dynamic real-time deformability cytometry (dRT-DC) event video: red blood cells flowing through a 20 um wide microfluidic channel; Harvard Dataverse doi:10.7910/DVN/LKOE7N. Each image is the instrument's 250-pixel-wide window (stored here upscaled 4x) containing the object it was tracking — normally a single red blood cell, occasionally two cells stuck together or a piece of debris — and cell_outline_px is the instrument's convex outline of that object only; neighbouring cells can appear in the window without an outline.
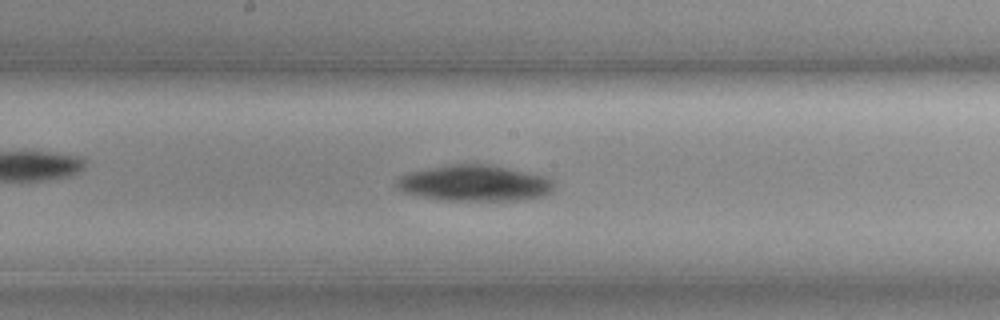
{"species": "common noctule bat (a hibernating species)", "species_latin": "Nyctalus noctula", "temperature_condition": "cold", "stored_images_in_passage": 50, "camera_frame_rate_fps": 3000, "um_per_image_px": 0.085, "animal": {"sex": "female", "body_mass_g": 19.3, "forearm_length_mm": 54.1}, "frame": {"image": 1, "passage_image": 22, "time_ms": 7.0, "image_size_px": [1000, 320], "cell_outline_px": [[556, 184], [552, 192], [544, 196], [516, 200], [440, 200], [400, 192], [396, 188], [396, 180], [400, 176], [408, 172], [456, 164], [484, 164], [544, 176], [552, 180]], "centroid_in_image_um": [40.31, 15.59], "position_along_channel_um": 207.9, "area_um2": 32.77}}
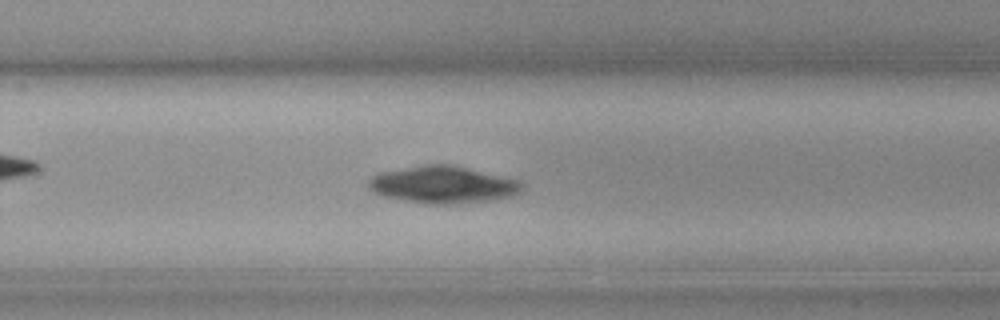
{"frame": {"image": 2, "passage_image": 29, "time_ms": 9.333, "image_size_px": [1000, 320], "cell_outline_px": [[524, 188], [520, 192], [508, 196], [492, 200], [460, 204], [424, 204], [380, 196], [368, 188], [368, 180], [372, 176], [380, 172], [428, 164], [452, 164], [516, 180], [524, 184]], "centroid_in_image_um": [37.6, 15.71], "position_along_channel_um": 292.2, "area_um2": 33.23}}
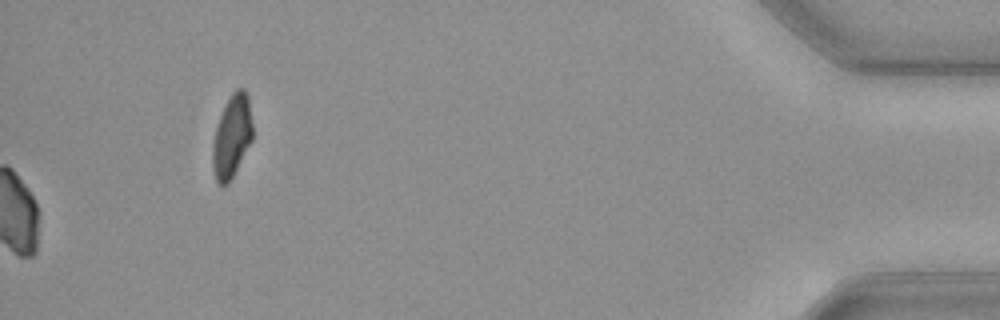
{"frame": {"image": 3, "passage_image": 50, "time_ms": 16.333, "image_size_px": [1000, 320], "cell_outline_px": [[252, 140], [228, 184], [224, 188], [216, 180], [212, 168], [212, 144], [216, 128], [220, 116], [232, 92], [236, 88], [244, 88], [248, 96], [252, 124]], "centroid_in_image_um": [19.7, 11.61], "position_along_channel_um": 415.5, "area_um2": 19.13}}